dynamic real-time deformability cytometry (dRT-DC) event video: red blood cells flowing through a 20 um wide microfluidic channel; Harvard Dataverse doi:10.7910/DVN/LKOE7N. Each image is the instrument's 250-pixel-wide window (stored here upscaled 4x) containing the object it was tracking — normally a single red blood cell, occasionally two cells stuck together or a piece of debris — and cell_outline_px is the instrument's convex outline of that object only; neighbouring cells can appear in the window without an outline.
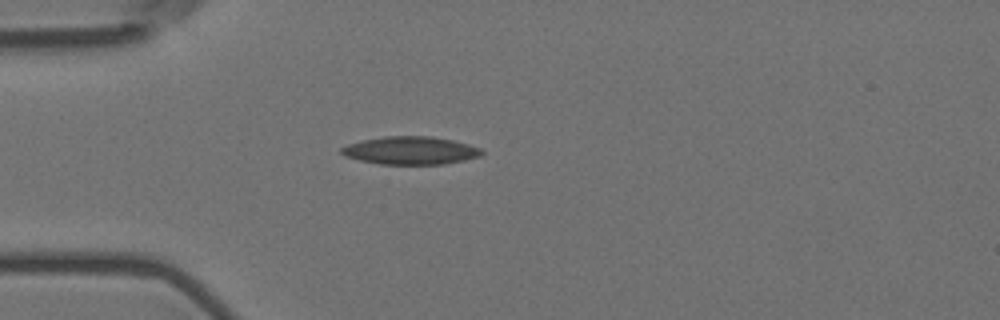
{"species": "Egyptian fruit bat (a non-hibernating species)", "species_latin": "Rousettus aegyptiacus", "temperature_condition": "room temperature", "stored_images_in_passage": 32, "camera_frame_rate_fps": 3000, "um_per_image_px": 0.085, "animal": {"sex": "female"}, "frame": {"image": 1, "passage_image": 1, "time_ms": 0.0, "image_size_px": [1000, 320], "cell_outline_px": [[484, 152], [480, 156], [464, 160], [444, 164], [380, 164], [360, 160], [344, 156], [340, 152], [340, 148], [348, 144], [364, 140], [384, 136], [432, 136], [452, 140], [468, 144], [480, 148]], "centroid_in_image_um": [34.89, 12.79], "position_along_channel_um": 50.1, "area_um2": 22.77}}
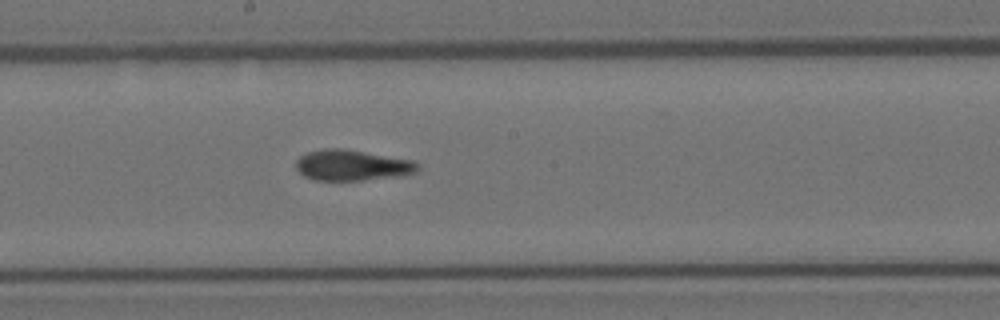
{"frame": {"image": 2, "passage_image": 16, "time_ms": 5.0, "image_size_px": [1000, 320], "cell_outline_px": [[420, 168], [416, 172], [404, 176], [364, 180], [312, 180], [304, 176], [296, 168], [296, 160], [300, 156], [308, 152], [324, 148], [344, 148], [416, 160], [420, 164]], "centroid_in_image_um": [29.99, 14.04], "position_along_channel_um": 218.2, "area_um2": 22.31}}
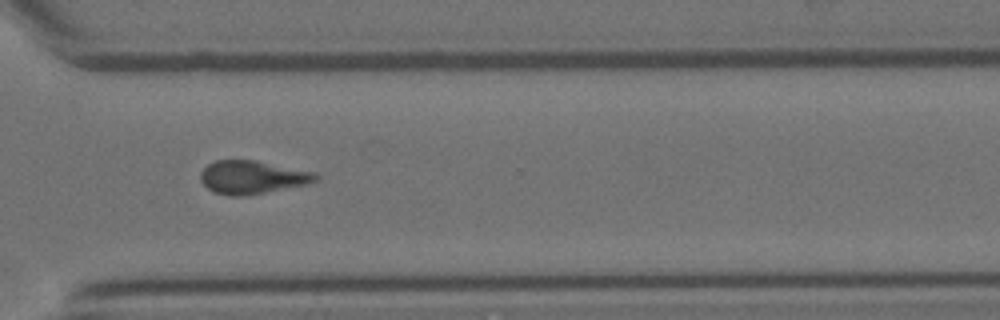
{"frame": {"image": 3, "passage_image": 27, "time_ms": 8.667, "image_size_px": [1000, 320], "cell_outline_px": [[320, 176], [316, 180], [304, 184], [244, 196], [228, 196], [216, 192], [208, 188], [200, 180], [200, 172], [208, 164], [216, 160], [252, 160], [316, 172]], "centroid_in_image_um": [21.41, 15.06], "position_along_channel_um": 349.2, "area_um2": 21.91}, "authors_computed_cell_mechanics": {"area_um2": 21.8773, "velocity_mm_per_s": 3.5743, "shape_relaxation_time_tau1_ms": null, "shape_relaxation_time_tau2_ms": 3.0472, "deformation_change_tau1": null, "deformation_change_tau2": 0.1078}}